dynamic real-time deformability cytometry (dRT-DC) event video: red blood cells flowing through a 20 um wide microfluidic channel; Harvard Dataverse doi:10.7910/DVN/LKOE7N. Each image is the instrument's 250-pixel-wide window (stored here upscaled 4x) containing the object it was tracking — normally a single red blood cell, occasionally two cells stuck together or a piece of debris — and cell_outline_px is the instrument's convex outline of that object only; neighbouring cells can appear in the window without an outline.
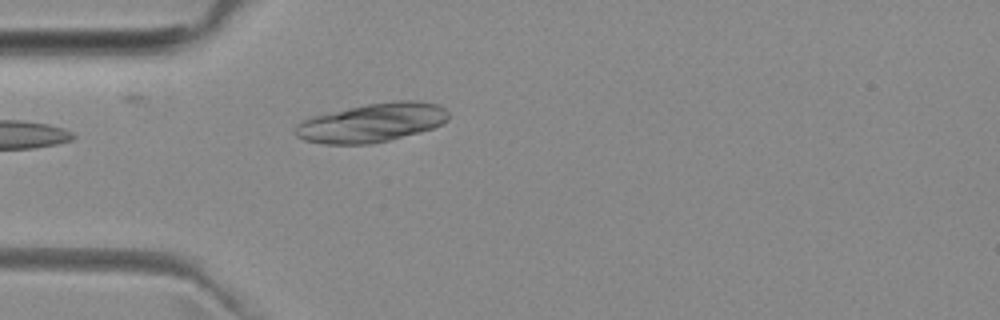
{"species": "common noctule bat (a hibernating species)", "species_latin": "Nyctalus noctula", "temperature_condition": "room temperature", "stored_images_in_passage": 1, "camera_frame_rate_fps": 3000, "um_per_image_px": 0.085, "animal": {"sex": "female", "body_mass_g": 29.2, "forearm_length_mm": 56.3}, "frame": {"image": 1, "passage_image": 1, "time_ms": 0.0, "image_size_px": [1000, 320], "cell_outline_px": [[448, 120], [432, 128], [420, 132], [388, 140], [368, 144], [324, 144], [304, 140], [296, 136], [296, 124], [300, 120], [312, 116], [348, 108], [368, 104], [396, 100], [420, 100], [436, 104], [444, 108], [448, 112]], "centroid_in_image_um": [31.6, 10.42], "position_along_channel_um": 53.4, "area_um2": 34.56}}